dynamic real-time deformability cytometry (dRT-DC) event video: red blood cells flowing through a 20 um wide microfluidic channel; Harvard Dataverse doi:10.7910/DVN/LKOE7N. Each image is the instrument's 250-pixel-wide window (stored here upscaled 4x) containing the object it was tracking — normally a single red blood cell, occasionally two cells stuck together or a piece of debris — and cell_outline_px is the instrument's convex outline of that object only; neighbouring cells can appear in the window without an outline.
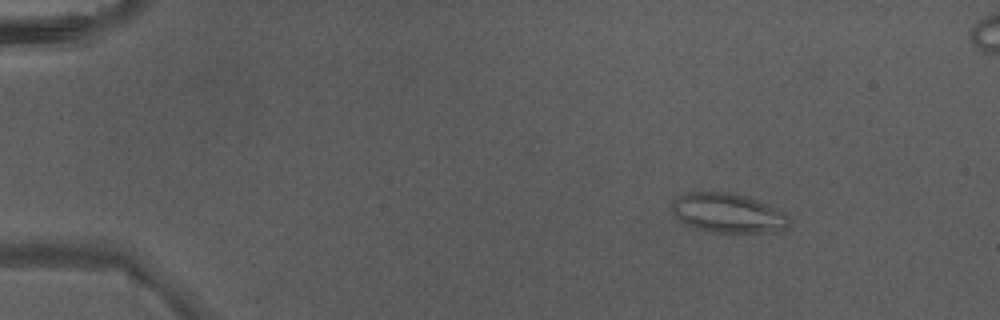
{"species": "Egyptian fruit bat (a non-hibernating species)", "species_latin": "Rousettus aegyptiacus", "temperature_condition": "warm", "stored_images_in_passage": 5, "camera_frame_rate_fps": 3000, "um_per_image_px": 0.085, "animal": {"sex": "male"}, "frame": {"image": 1, "passage_image": 2, "time_ms": 0.333, "image_size_px": [1000, 320], "cell_outline_px": [[788, 224], [784, 228], [772, 232], [712, 232], [692, 228], [684, 224], [672, 212], [672, 200], [688, 192], [728, 192], [744, 196], [756, 200], [784, 212], [788, 216]], "centroid_in_image_um": [61.82, 18.11], "position_along_channel_um": 23.2, "area_um2": 26.65}}